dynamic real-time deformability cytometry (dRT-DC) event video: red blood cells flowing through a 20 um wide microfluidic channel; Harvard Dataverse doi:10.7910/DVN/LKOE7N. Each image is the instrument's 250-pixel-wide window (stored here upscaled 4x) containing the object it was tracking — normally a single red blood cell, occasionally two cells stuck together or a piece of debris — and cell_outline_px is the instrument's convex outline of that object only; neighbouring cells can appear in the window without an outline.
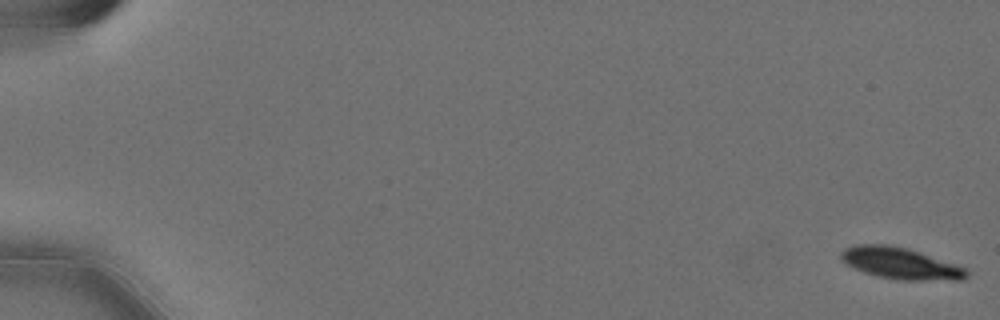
{"species": "Egyptian fruit bat (a non-hibernating species)", "species_latin": "Rousettus aegyptiacus", "temperature_condition": "cold", "stored_images_in_passage": 52, "camera_frame_rate_fps": 3000, "um_per_image_px": 0.085, "animal": {"sex": "female"}, "frame": {"image": 1, "passage_image": 1, "time_ms": 0.0, "image_size_px": [1000, 320], "cell_outline_px": [[968, 276], [964, 280], [900, 280], [880, 276], [864, 272], [840, 260], [840, 252], [844, 248], [856, 244], [888, 244], [908, 248], [968, 268]], "centroid_in_image_um": [76.57, 22.37], "position_along_channel_um": 8.4, "area_um2": 23.12}}
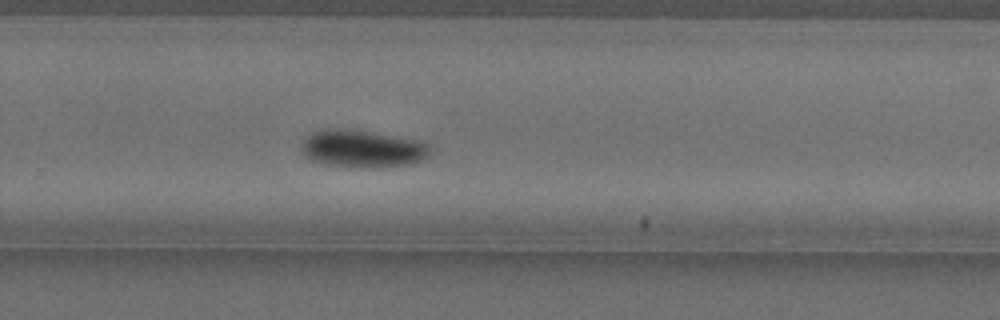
{"frame": {"image": 2, "passage_image": 40, "time_ms": 13.0, "image_size_px": [1000, 320], "cell_outline_px": [[432, 156], [412, 164], [352, 168], [328, 164], [312, 160], [304, 156], [300, 152], [300, 144], [312, 132], [332, 128], [352, 128], [420, 140], [428, 144], [432, 152]], "centroid_in_image_um": [30.82, 12.62], "position_along_channel_um": 299.0, "area_um2": 28.61}}
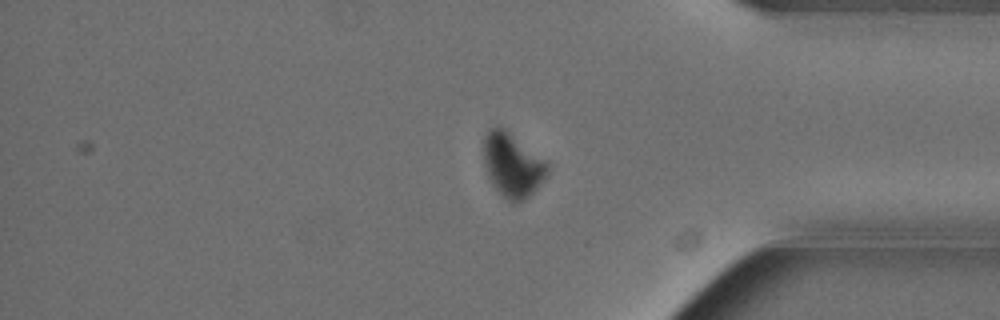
{"frame": {"image": 3, "passage_image": 49, "time_ms": 16.0, "image_size_px": [1000, 320], "cell_outline_px": [[548, 172], [544, 180], [524, 200], [512, 204], [492, 184], [484, 168], [484, 136], [492, 128], [504, 128], [548, 164]], "centroid_in_image_um": [43.54, 14.06], "position_along_channel_um": 391.7, "area_um2": 23.12}}